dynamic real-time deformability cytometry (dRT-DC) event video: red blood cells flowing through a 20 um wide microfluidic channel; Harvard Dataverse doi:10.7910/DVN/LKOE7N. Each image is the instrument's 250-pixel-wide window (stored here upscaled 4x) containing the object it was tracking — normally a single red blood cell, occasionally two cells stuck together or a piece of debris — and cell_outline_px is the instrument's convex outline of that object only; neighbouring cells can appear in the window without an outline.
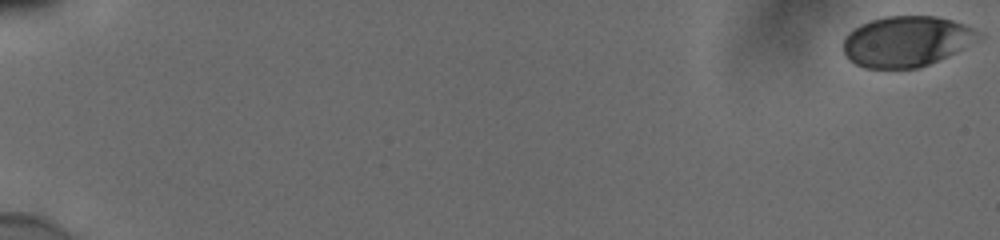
{"species": "human", "species_latin": "Homo sapiens", "temperature_condition": "cold", "stored_images_in_passage": 56, "camera_frame_rate_fps": 3000, "um_per_image_px": 0.085, "donor": {"sex": "male"}, "frame": {"image": 1, "passage_image": 1, "time_ms": 0.0, "image_size_px": [1000, 240], "cell_outline_px": [[984, 36], [928, 64], [916, 68], [864, 68], [848, 60], [844, 52], [844, 40], [848, 32], [872, 20], [888, 16], [936, 16], [952, 20], [984, 32]], "centroid_in_image_um": [77.03, 3.51], "position_along_channel_um": 8.0, "area_um2": 39.25}}
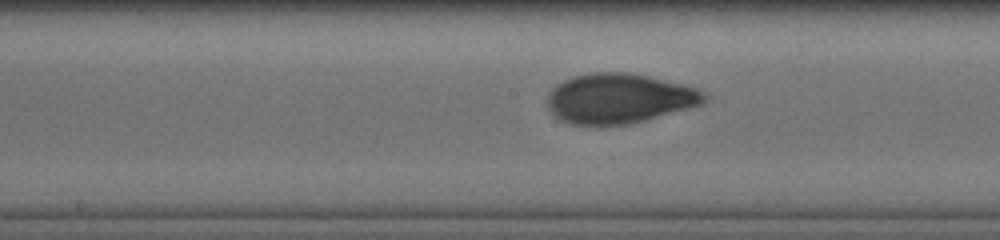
{"frame": {"image": 2, "passage_image": 32, "time_ms": 10.333, "image_size_px": [1000, 240], "cell_outline_px": [[708, 96], [700, 104], [644, 120], [628, 124], [572, 124], [560, 120], [548, 108], [548, 92], [556, 84], [564, 80], [576, 76], [592, 72], [628, 72], [648, 76], [684, 84], [700, 88], [708, 92]], "centroid_in_image_um": [52.64, 8.34], "position_along_channel_um": 195.6, "area_um2": 45.32}}
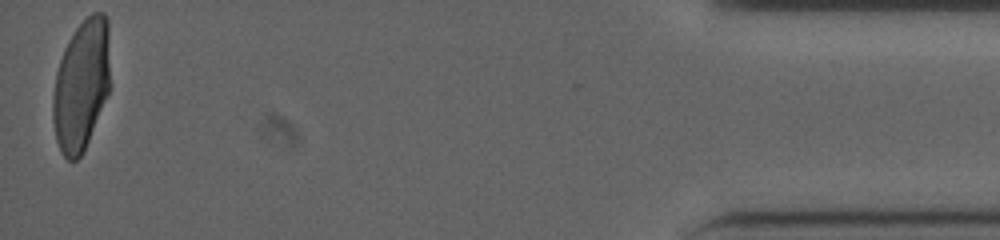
{"frame": {"image": 3, "passage_image": 56, "time_ms": 18.333, "image_size_px": [1000, 240], "cell_outline_px": [[108, 92], [84, 152], [76, 160], [68, 160], [60, 152], [56, 140], [52, 120], [52, 100], [56, 72], [64, 48], [76, 28], [92, 12], [104, 12], [108, 20]], "centroid_in_image_um": [6.88, 7.26], "position_along_channel_um": 428.3, "area_um2": 43.35}, "authors_computed_cell_mechanics": {"area_um2": 43.1766, "velocity_mm_per_s": 3.8561, "shape_relaxation_time_tau1_ms": 4.3743, "shape_relaxation_time_tau2_ms": 0.6853, "deformation_change_tau1": 0.1658, "deformation_change_tau2": 0.0414}}